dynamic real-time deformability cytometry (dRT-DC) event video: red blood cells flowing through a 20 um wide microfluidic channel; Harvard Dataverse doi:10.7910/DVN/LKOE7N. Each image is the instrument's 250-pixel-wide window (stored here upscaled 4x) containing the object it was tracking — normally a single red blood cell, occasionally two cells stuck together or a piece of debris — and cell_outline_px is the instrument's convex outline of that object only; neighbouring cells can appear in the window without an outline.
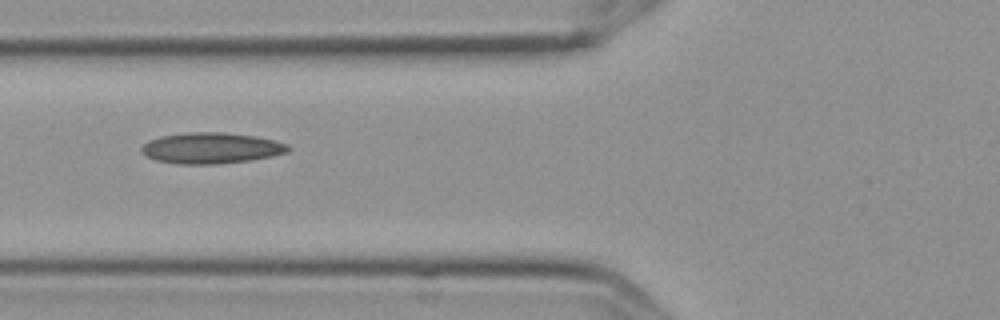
{"species": "Egyptian fruit bat (a non-hibernating species)", "species_latin": "Rousettus aegyptiacus", "temperature_condition": "cold", "stored_images_in_passage": 11, "camera_frame_rate_fps": 3000, "um_per_image_px": 0.085, "frame": {"image": 1, "passage_image": 2, "time_ms": 0.333, "image_size_px": [1000, 320], "cell_outline_px": [[292, 148], [288, 152], [272, 156], [248, 160], [216, 164], [180, 164], [156, 160], [140, 152], [140, 148], [148, 140], [160, 136], [188, 132], [224, 132], [256, 136], [276, 140], [288, 144]], "centroid_in_image_um": [17.97, 12.57], "position_along_channel_um": 107.8, "area_um2": 26.59}}
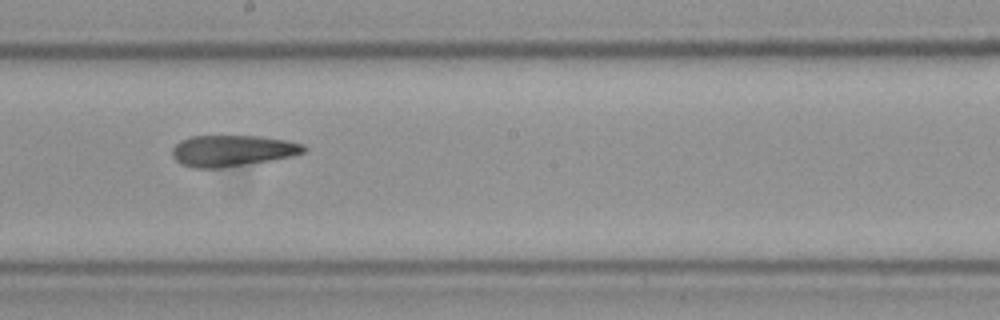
{"frame": {"image": 2, "passage_image": 5, "time_ms": 1.333, "image_size_px": [1000, 320], "cell_outline_px": [[308, 148], [304, 152], [292, 156], [244, 164], [216, 168], [196, 168], [180, 164], [172, 156], [172, 148], [180, 140], [192, 136], [260, 136], [288, 140], [304, 144]], "centroid_in_image_um": [19.74, 12.79], "position_along_channel_um": 228.5, "area_um2": 23.81}}
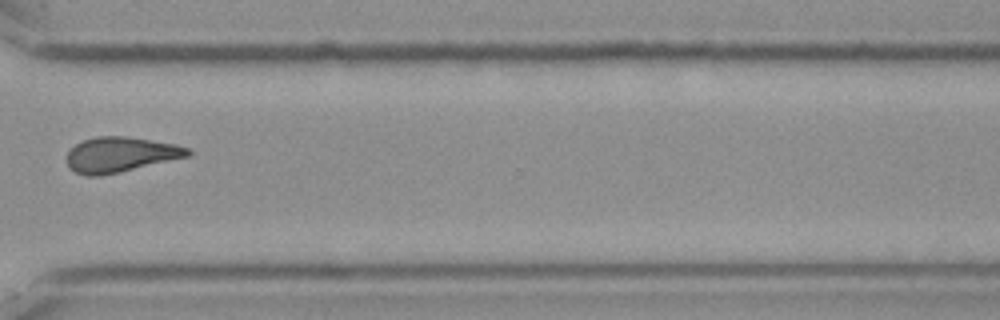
{"frame": {"image": 3, "passage_image": 8, "time_ms": 2.333, "image_size_px": [1000, 320], "cell_outline_px": [[192, 152], [188, 156], [100, 176], [88, 176], [76, 172], [68, 168], [68, 152], [76, 144], [84, 140], [96, 136], [124, 136], [176, 144], [188, 148]], "centroid_in_image_um": [10.22, 13.13], "position_along_channel_um": 360.4, "area_um2": 24.33}}